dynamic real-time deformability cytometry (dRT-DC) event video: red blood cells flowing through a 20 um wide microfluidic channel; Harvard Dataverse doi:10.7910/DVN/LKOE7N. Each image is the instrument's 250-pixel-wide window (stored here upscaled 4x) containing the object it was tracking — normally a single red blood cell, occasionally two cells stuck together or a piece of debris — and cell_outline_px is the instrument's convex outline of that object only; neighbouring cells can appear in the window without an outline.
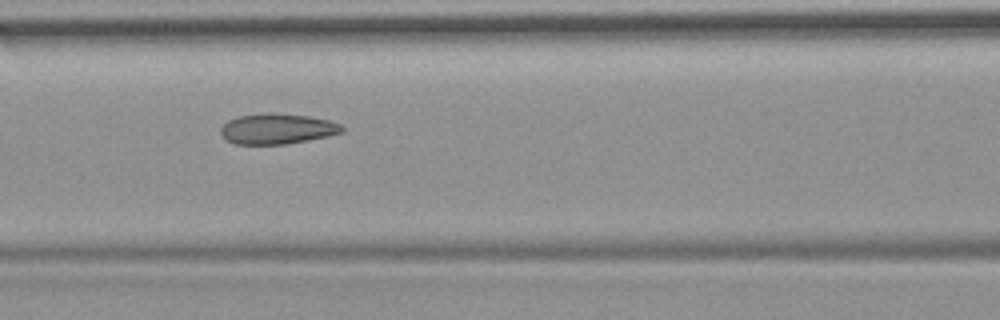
{"species": "common noctule bat (a hibernating species)", "species_latin": "Nyctalus noctula", "temperature_condition": "room temperature", "stored_images_in_passage": 10, "camera_frame_rate_fps": 3000, "um_per_image_px": 0.085, "animal": {"sex": "female", "body_mass_g": 19.9}, "frame": {"image": 1, "passage_image": 7, "time_ms": 7.667, "image_size_px": [1000, 320], "cell_outline_px": [[344, 132], [328, 136], [308, 140], [284, 144], [232, 144], [224, 140], [220, 132], [220, 128], [228, 120], [240, 116], [268, 112], [272, 112], [308, 116], [328, 120], [340, 124], [344, 128]], "centroid_in_image_um": [23.53, 10.95], "position_along_channel_um": 143.1, "area_um2": 21.68}}